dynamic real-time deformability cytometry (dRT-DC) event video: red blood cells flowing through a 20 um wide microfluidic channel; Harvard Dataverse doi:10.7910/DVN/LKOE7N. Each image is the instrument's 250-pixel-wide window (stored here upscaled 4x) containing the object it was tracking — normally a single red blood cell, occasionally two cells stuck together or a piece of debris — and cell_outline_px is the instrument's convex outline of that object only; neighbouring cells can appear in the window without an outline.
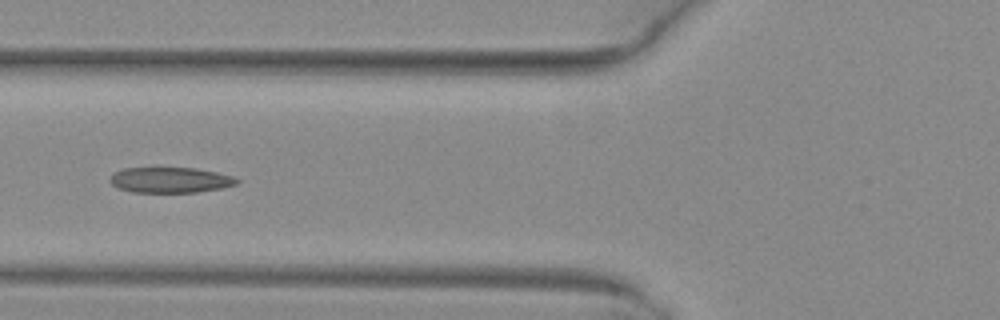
{"species": "common noctule bat (a hibernating species)", "species_latin": "Nyctalus noctula", "temperature_condition": "warm", "stored_images_in_passage": 16, "camera_frame_rate_fps": 3000, "um_per_image_px": 0.085, "animal": {"sex": "female", "body_mass_g": 29.2, "forearm_length_mm": 56.3}, "frame": {"image": 1, "passage_image": 7, "time_ms": 2.0, "image_size_px": [1000, 320], "cell_outline_px": [[240, 180], [236, 184], [224, 188], [196, 192], [132, 192], [120, 188], [112, 184], [108, 180], [112, 172], [124, 168], [196, 168], [216, 172], [232, 176]], "centroid_in_image_um": [14.46, 15.3], "position_along_channel_um": 111.3, "area_um2": 18.9}}
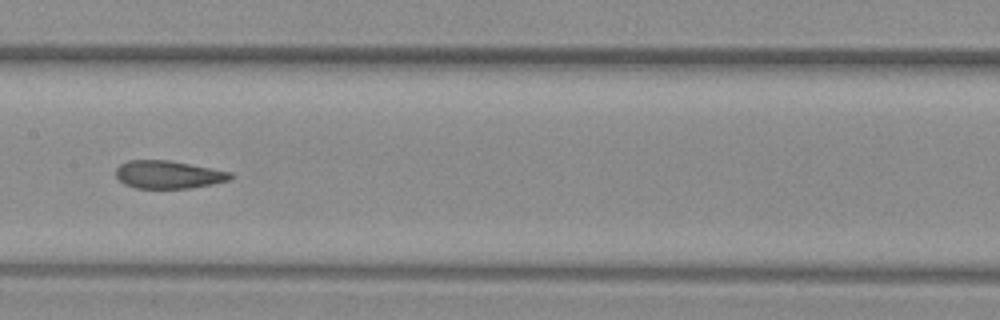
{"frame": {"image": 2, "passage_image": 13, "time_ms": 4.0, "image_size_px": [1000, 320], "cell_outline_px": [[236, 176], [232, 180], [192, 188], [136, 188], [124, 184], [116, 176], [116, 168], [120, 164], [128, 160], [168, 160], [232, 172]], "centroid_in_image_um": [14.35, 14.84], "position_along_channel_um": 193.1, "area_um2": 18.73}}